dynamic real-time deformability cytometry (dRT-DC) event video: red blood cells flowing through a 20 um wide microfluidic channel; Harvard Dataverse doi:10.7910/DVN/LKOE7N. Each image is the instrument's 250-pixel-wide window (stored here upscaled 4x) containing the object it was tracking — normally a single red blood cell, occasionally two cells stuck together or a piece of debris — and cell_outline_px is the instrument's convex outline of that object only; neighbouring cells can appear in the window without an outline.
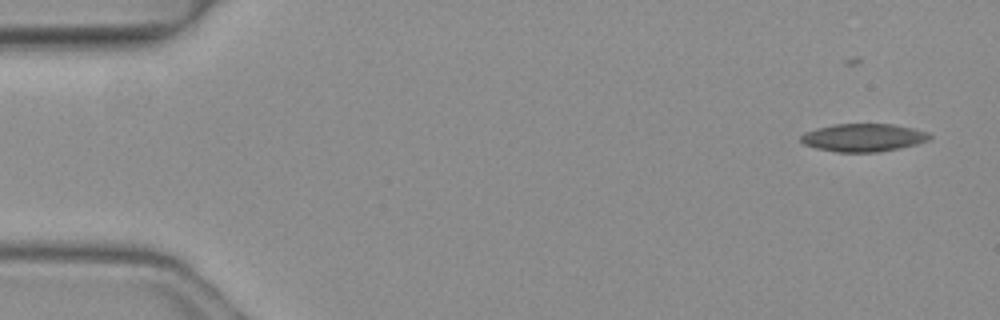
{"species": "common noctule bat (a hibernating species)", "species_latin": "Nyctalus noctula", "temperature_condition": "warm", "stored_images_in_passage": 5, "camera_frame_rate_fps": 3000, "um_per_image_px": 0.085, "animal": {"sex": "female", "body_mass_g": 19.3, "forearm_length_mm": 54.1}, "frame": {"image": 1, "passage_image": 1, "time_ms": 0.0, "image_size_px": [1000, 320], "cell_outline_px": [[932, 136], [928, 140], [916, 144], [900, 148], [876, 152], [840, 152], [816, 148], [804, 144], [800, 140], [800, 136], [804, 132], [816, 128], [836, 124], [892, 124], [912, 128], [928, 132]], "centroid_in_image_um": [73.37, 11.69], "position_along_channel_um": 11.6, "area_um2": 20.87}}
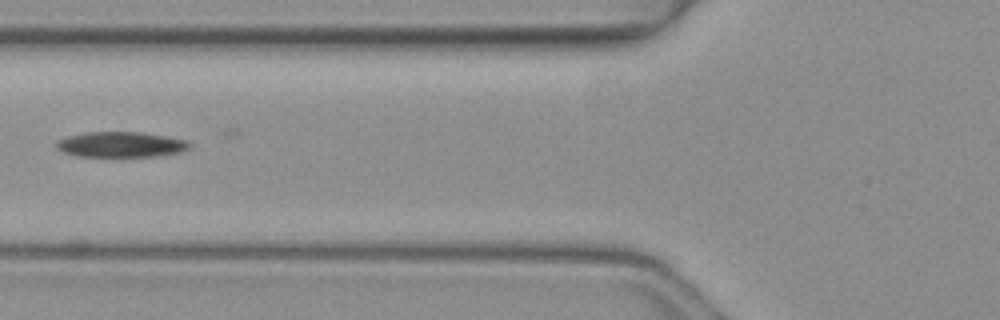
{"frame": {"image": 2, "passage_image": 5, "time_ms": 1.333, "image_size_px": [1000, 320], "cell_outline_px": [[192, 148], [184, 152], [164, 156], [76, 156], [64, 152], [56, 148], [56, 140], [68, 136], [88, 132], [140, 132], [188, 140], [192, 144]], "centroid_in_image_um": [10.35, 12.29], "position_along_channel_um": 115.4, "area_um2": 19.94}}